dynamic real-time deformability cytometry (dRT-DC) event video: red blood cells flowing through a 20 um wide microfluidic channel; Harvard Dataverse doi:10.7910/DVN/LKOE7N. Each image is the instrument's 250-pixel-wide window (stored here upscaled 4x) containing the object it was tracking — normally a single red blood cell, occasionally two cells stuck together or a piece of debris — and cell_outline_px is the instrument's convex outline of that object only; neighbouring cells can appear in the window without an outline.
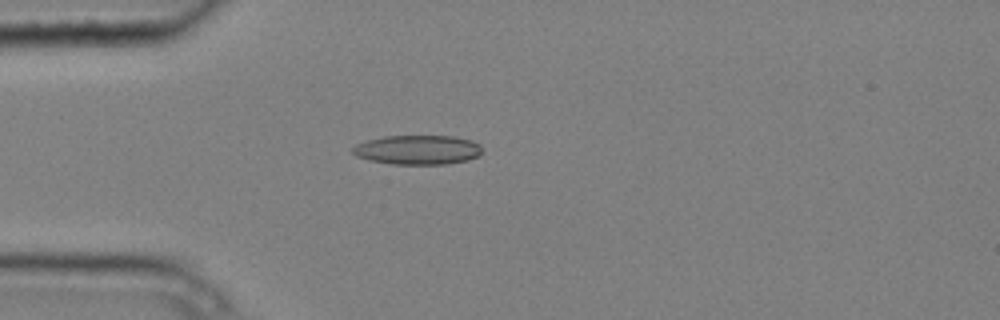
{"species": "common noctule bat (a hibernating species)", "species_latin": "Nyctalus noctula", "temperature_condition": "cold", "stored_images_in_passage": 3, "camera_frame_rate_fps": 3000, "um_per_image_px": 0.085, "animal": {"sex": "male", "body_mass_g": 20.4}, "frame": {"image": 1, "passage_image": 3, "time_ms": 0.667, "image_size_px": [1000, 320], "cell_outline_px": [[480, 156], [468, 160], [444, 164], [392, 164], [368, 160], [356, 156], [352, 152], [352, 148], [356, 144], [368, 140], [384, 136], [452, 136], [472, 140], [480, 144]], "centroid_in_image_um": [35.5, 12.73], "position_along_channel_um": 49.5, "area_um2": 22.2}}